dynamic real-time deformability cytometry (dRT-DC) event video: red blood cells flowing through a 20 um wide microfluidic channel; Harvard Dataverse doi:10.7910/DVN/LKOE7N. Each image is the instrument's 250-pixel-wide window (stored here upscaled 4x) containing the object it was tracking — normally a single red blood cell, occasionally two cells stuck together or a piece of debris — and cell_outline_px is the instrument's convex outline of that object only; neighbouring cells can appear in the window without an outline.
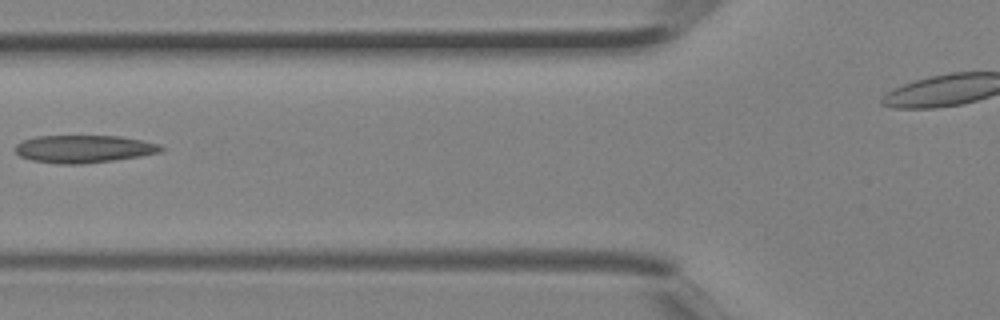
{"species": "Egyptian fruit bat (a non-hibernating species)", "species_latin": "Rousettus aegyptiacus", "temperature_condition": "room temperature", "stored_images_in_passage": 6, "segment_of_instrument_passage": [1, 2], "camera_frame_rate_fps": 3000, "um_per_image_px": 0.085, "animal": {"sex": "female"}, "frame": {"image": 1, "passage_image": 5, "time_ms": 1.333, "image_size_px": [1000, 320], "cell_outline_px": [[164, 152], [140, 156], [84, 164], [56, 164], [32, 160], [20, 156], [12, 148], [16, 144], [24, 140], [36, 136], [120, 136], [160, 144], [164, 148]], "centroid_in_image_um": [7.12, 12.66], "position_along_channel_um": 118.7, "area_um2": 23.58}}